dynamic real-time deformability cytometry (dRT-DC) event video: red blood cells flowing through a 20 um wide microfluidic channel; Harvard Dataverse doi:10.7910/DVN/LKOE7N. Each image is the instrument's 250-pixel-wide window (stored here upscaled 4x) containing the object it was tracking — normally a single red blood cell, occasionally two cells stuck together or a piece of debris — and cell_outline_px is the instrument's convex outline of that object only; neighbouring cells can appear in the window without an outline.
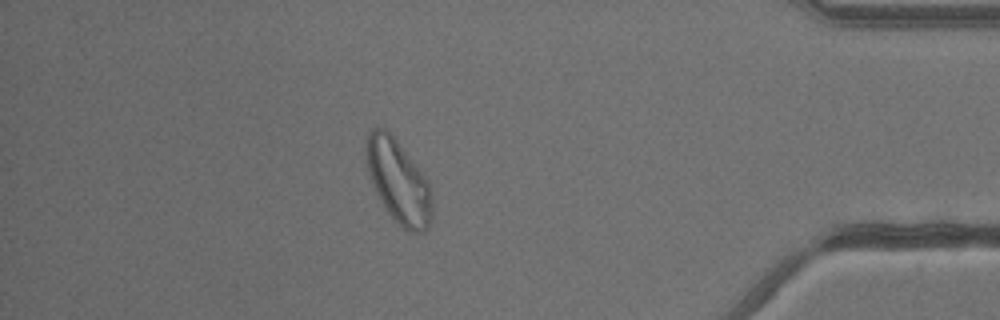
{"species": "common noctule bat (a hibernating species)", "species_latin": "Nyctalus noctula", "temperature_condition": "warm", "stored_images_in_passage": 38, "camera_frame_rate_fps": 3000, "um_per_image_px": 0.085, "animal": {"sex": "male", "body_mass_g": 13.3}, "frame": {"image": 1, "passage_image": 33, "time_ms": 10.667, "image_size_px": [1000, 320], "cell_outline_px": [[432, 220], [428, 228], [424, 232], [404, 232], [388, 212], [376, 192], [368, 172], [364, 144], [368, 132], [372, 128], [388, 128], [428, 180], [432, 192]], "centroid_in_image_um": [33.87, 15.42], "position_along_channel_um": 401.3, "area_um2": 32.48}}